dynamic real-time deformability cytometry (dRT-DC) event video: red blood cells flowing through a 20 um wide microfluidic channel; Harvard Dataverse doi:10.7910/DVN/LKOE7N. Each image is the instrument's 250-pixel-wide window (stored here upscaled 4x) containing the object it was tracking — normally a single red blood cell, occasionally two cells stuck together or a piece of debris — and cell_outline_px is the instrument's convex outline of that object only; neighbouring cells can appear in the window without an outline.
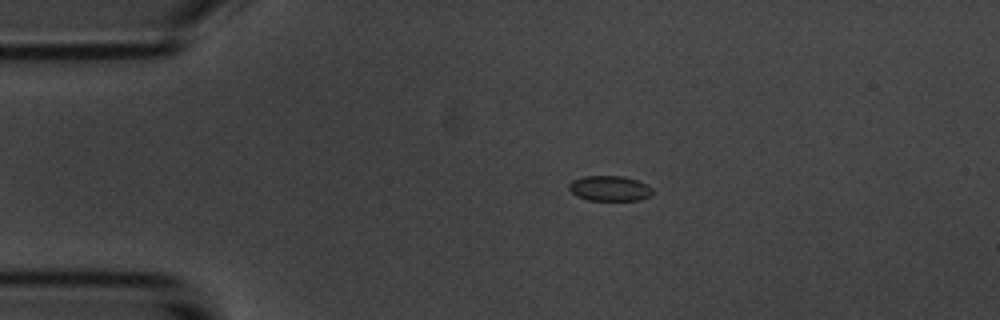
{"species": "common noctule bat (a hibernating species)", "species_latin": "Nyctalus noctula", "temperature_condition": "room temperature", "stored_images_in_passage": 4, "camera_frame_rate_fps": 3000, "um_per_image_px": 0.085, "animal": {"sex": "male", "body_mass_g": 20.1, "forearm_length_mm": 53.5}, "frame": {"image": 1, "passage_image": 2, "time_ms": 1.0, "image_size_px": [1000, 320], "cell_outline_px": [[652, 192], [648, 196], [640, 200], [588, 200], [576, 196], [568, 188], [568, 184], [572, 180], [584, 176], [624, 176], [648, 184], [652, 188]], "centroid_in_image_um": [51.8, 16.01], "position_along_channel_um": 33.2, "area_um2": 12.31}}
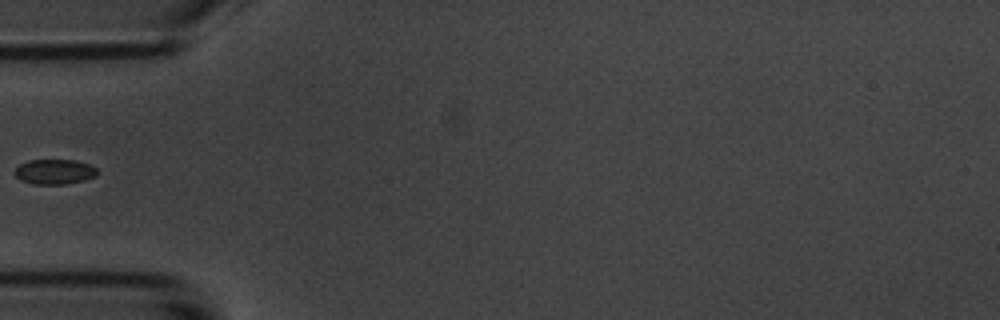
{"frame": {"image": 2, "passage_image": 4, "time_ms": 3.333, "image_size_px": [1000, 320], "cell_outline_px": [[100, 172], [96, 176], [84, 180], [64, 184], [32, 184], [20, 180], [12, 172], [20, 164], [28, 160], [76, 160], [88, 164], [96, 168]], "centroid_in_image_um": [4.63, 14.6], "position_along_channel_um": 80.4, "area_um2": 12.14}}